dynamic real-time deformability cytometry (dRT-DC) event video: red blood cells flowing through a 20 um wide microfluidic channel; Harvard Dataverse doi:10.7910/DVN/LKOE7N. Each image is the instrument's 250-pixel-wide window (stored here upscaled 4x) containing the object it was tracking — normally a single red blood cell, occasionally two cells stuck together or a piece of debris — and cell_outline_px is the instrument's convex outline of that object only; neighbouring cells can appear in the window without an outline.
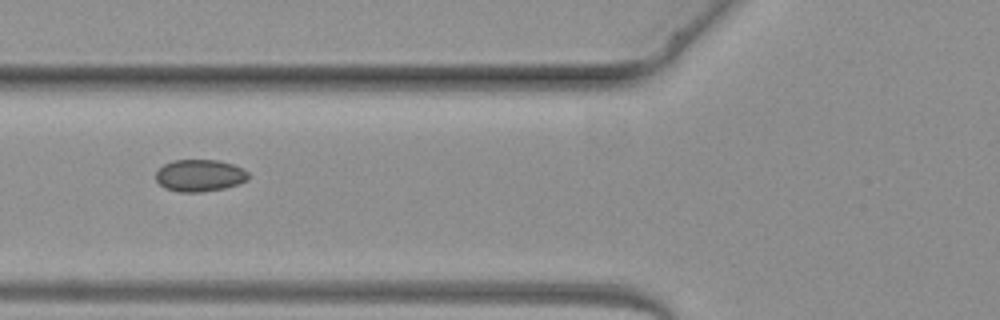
{"species": "common noctule bat (a hibernating species)", "species_latin": "Nyctalus noctula", "temperature_condition": "warm", "stored_images_in_passage": 6, "camera_frame_rate_fps": 3000, "um_per_image_px": 0.085, "animal": {"sex": "female", "body_mass_g": 19.3, "forearm_length_mm": 54.1}, "frame": {"image": 1, "passage_image": 5, "time_ms": 5.0, "image_size_px": [1000, 320], "cell_outline_px": [[248, 180], [240, 184], [224, 188], [200, 192], [180, 192], [164, 188], [156, 180], [156, 172], [164, 164], [172, 160], [216, 160], [232, 164], [244, 168], [248, 172]], "centroid_in_image_um": [16.99, 14.92], "position_along_channel_um": 108.8, "area_um2": 17.34}}
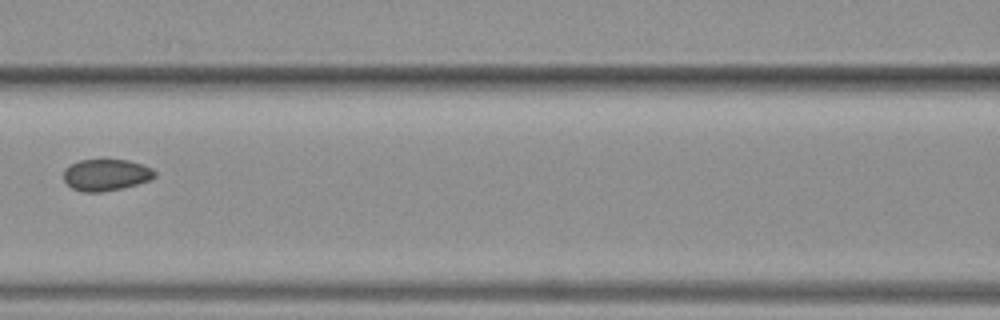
{"frame": {"image": 2, "passage_image": 6, "time_ms": 6.0, "image_size_px": [1000, 320], "cell_outline_px": [[156, 176], [148, 180], [124, 188], [104, 192], [84, 192], [72, 188], [64, 180], [64, 168], [80, 160], [128, 160], [152, 168], [156, 172]], "centroid_in_image_um": [9.01, 14.87], "position_along_channel_um": 157.6, "area_um2": 16.7}}